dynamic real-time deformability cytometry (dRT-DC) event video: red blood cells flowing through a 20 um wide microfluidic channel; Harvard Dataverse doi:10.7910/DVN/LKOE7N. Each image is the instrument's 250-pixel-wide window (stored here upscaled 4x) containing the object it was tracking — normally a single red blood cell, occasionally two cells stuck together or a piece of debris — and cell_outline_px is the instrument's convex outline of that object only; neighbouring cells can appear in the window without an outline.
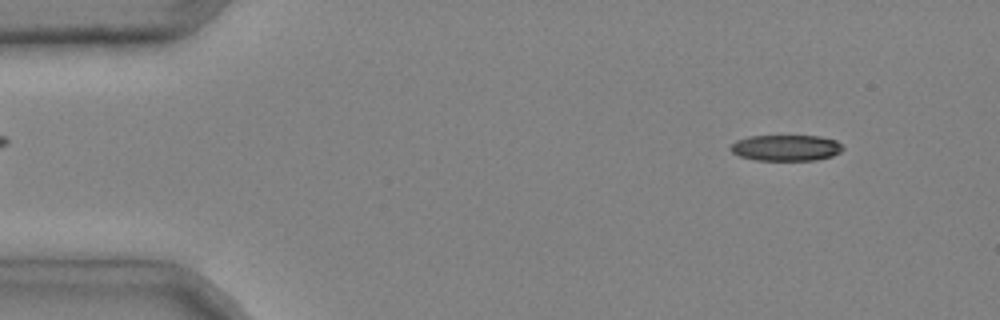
{"species": "common noctule bat (a hibernating species)", "species_latin": "Nyctalus noctula", "temperature_condition": "cold", "stored_images_in_passage": 4, "segment_of_instrument_passage": [1, 2], "camera_frame_rate_fps": 3000, "um_per_image_px": 0.085, "animal": {"sex": "male", "body_mass_g": 20.4}, "frame": {"image": 1, "passage_image": 1, "time_ms": 0.0, "image_size_px": [1000, 320], "cell_outline_px": [[844, 148], [840, 152], [832, 156], [816, 160], [756, 160], [740, 156], [732, 152], [728, 148], [736, 140], [748, 136], [820, 136], [836, 140]], "centroid_in_image_um": [66.8, 12.56], "position_along_channel_um": 18.2, "area_um2": 17.05}}